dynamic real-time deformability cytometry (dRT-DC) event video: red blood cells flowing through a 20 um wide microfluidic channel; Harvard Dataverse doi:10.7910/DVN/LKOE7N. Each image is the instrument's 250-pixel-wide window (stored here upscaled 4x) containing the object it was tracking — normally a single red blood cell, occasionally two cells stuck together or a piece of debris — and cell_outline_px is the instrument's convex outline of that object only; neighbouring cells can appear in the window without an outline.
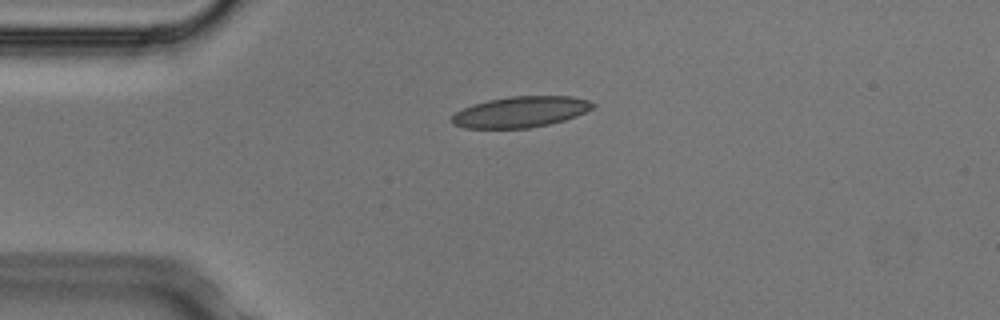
{"species": "Egyptian fruit bat (a non-hibernating species)", "species_latin": "Rousettus aegyptiacus", "temperature_condition": "cold", "stored_images_in_passage": 2, "camera_frame_rate_fps": 3000, "um_per_image_px": 0.085, "animal": {"sex": "male"}, "frame": {"image": 1, "passage_image": 2, "time_ms": 0.333, "image_size_px": [1000, 320], "cell_outline_px": [[596, 104], [592, 108], [576, 116], [564, 120], [548, 124], [528, 128], [464, 128], [452, 124], [452, 116], [456, 112], [472, 104], [488, 100], [508, 96], [572, 96], [588, 100]], "centroid_in_image_um": [44.24, 9.5], "position_along_channel_um": 40.8, "area_um2": 25.32}}